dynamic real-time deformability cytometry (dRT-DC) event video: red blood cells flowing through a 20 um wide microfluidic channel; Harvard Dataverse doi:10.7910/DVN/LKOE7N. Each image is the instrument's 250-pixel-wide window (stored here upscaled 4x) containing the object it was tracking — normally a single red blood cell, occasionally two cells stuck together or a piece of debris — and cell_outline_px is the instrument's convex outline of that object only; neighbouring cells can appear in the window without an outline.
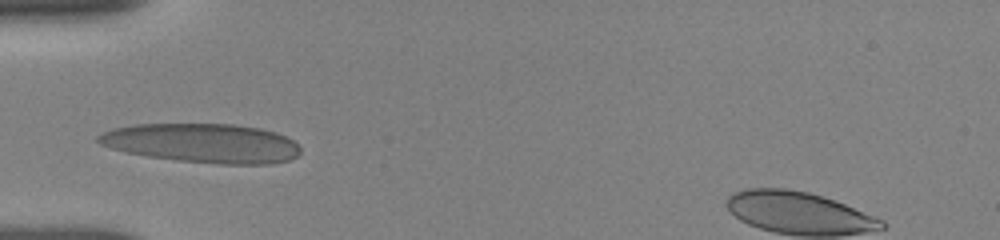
{"species": "human", "species_latin": "Homo sapiens", "temperature_condition": "room temperature", "stored_images_in_passage": 17, "camera_frame_rate_fps": 3000, "um_per_image_px": 0.085, "donor": {"sex": "female"}, "frame": {"image": 1, "passage_image": 1, "time_ms": 0.0, "image_size_px": [1000, 240], "cell_outline_px": [[300, 152], [296, 156], [288, 160], [272, 164], [220, 164], [176, 160], [148, 156], [128, 152], [112, 148], [100, 144], [96, 140], [96, 136], [112, 128], [136, 124], [236, 124], [260, 128], [276, 132], [292, 140], [300, 148]], "centroid_in_image_um": [17.21, 12.16], "position_along_channel_um": 67.8, "area_um2": 46.12}}
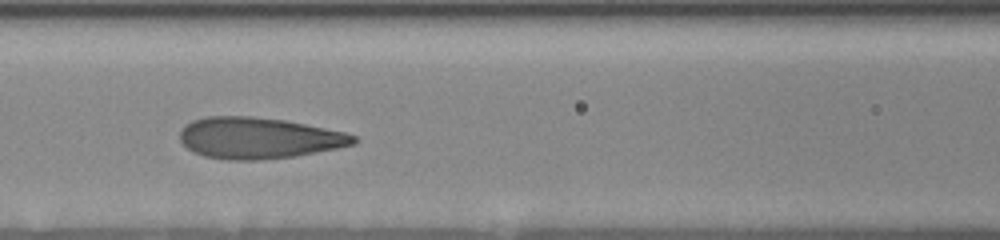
{"frame": {"image": 2, "passage_image": 11, "time_ms": 2.0, "image_size_px": [1000, 240], "cell_outline_px": [[360, 140], [356, 144], [296, 156], [256, 160], [228, 160], [204, 156], [192, 152], [180, 140], [180, 132], [192, 120], [204, 116], [252, 116], [284, 120], [344, 132], [356, 136]], "centroid_in_image_um": [21.98, 11.73], "position_along_channel_um": 144.6, "area_um2": 41.67}}
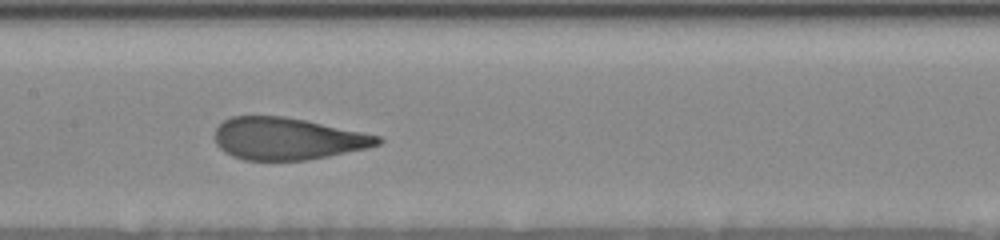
{"frame": {"image": 3, "passage_image": 16, "time_ms": 3.0, "image_size_px": [1000, 240], "cell_outline_px": [[384, 140], [380, 144], [368, 148], [308, 160], [244, 160], [232, 156], [224, 152], [216, 144], [216, 128], [224, 120], [232, 116], [284, 116], [304, 120], [380, 136]], "centroid_in_image_um": [24.42, 11.79], "position_along_channel_um": 183.0, "area_um2": 39.77}}